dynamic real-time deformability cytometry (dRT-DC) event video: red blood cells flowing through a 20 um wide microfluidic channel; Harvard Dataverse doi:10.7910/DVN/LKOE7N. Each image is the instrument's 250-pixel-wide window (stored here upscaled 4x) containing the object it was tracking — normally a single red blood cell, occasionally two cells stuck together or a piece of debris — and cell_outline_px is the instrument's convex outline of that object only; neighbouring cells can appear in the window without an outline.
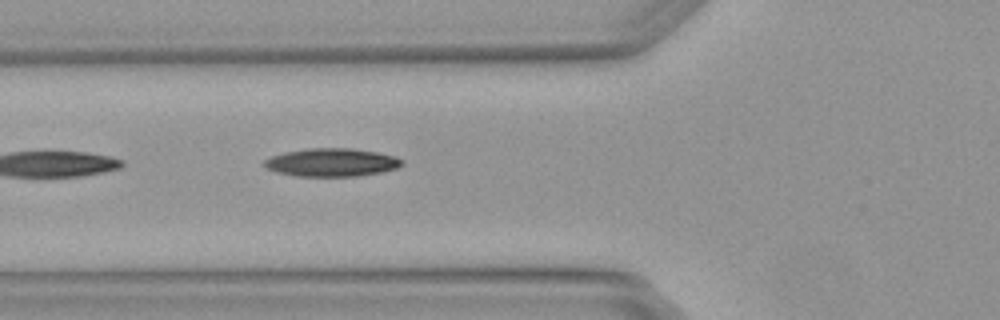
{"species": "Egyptian fruit bat (a non-hibernating species)", "species_latin": "Rousettus aegyptiacus", "temperature_condition": "warm", "stored_images_in_passage": 3, "camera_frame_rate_fps": 3000, "um_per_image_px": 0.085, "animal": {"sex": "female"}, "frame": {"image": 1, "passage_image": 3, "time_ms": 0.667, "image_size_px": [1000, 320], "cell_outline_px": [[404, 164], [396, 168], [380, 172], [356, 176], [296, 176], [276, 172], [264, 168], [264, 160], [272, 156], [284, 152], [308, 148], [352, 148], [376, 152], [396, 156], [404, 160]], "centroid_in_image_um": [28.18, 13.8], "position_along_channel_um": 97.6, "area_um2": 22.66}}